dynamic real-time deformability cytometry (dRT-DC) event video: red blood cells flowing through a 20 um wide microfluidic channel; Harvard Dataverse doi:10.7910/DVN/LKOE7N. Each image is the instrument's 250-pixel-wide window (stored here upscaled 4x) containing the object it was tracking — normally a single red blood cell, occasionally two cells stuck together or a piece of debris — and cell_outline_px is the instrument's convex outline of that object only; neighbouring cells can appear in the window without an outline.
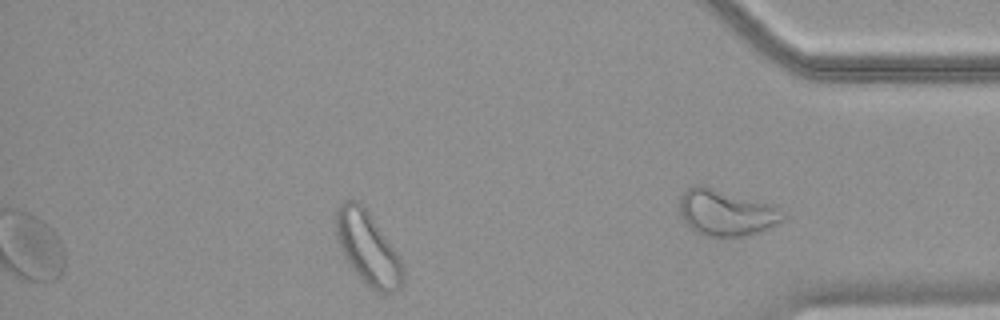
{"species": "common noctule bat (a hibernating species)", "species_latin": "Nyctalus noctula", "temperature_condition": "warm", "stored_images_in_passage": 36, "segment_of_instrument_passage": [2, 2], "camera_frame_rate_fps": 3000, "um_per_image_px": 0.085, "animal": {"sex": "female", "body_mass_g": 18.4}, "frame": {"image": 1, "passage_image": 36, "time_ms": 11.667, "image_size_px": [1000, 320], "cell_outline_px": [[404, 280], [400, 288], [392, 292], [376, 292], [352, 268], [344, 256], [340, 248], [336, 236], [336, 212], [340, 204], [344, 200], [356, 200], [364, 208], [396, 252], [404, 268]], "centroid_in_image_um": [31.26, 21.11], "position_along_channel_um": 403.9, "area_um2": 27.51}}